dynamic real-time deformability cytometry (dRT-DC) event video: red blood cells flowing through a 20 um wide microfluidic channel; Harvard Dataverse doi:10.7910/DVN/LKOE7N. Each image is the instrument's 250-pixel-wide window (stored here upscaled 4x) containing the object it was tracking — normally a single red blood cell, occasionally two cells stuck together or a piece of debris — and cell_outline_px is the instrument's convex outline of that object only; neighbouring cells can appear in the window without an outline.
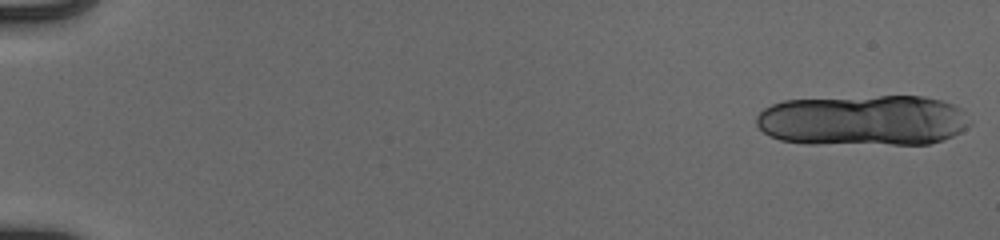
{"species": "human", "species_latin": "Homo sapiens", "temperature_condition": "cold", "stored_images_in_passage": 23, "camera_frame_rate_fps": 3000, "um_per_image_px": 0.085, "donor": {"sex": "male"}, "frame": {"image": 1, "passage_image": 1, "time_ms": 0.0, "image_size_px": [1000, 240], "cell_outline_px": [[968, 124], [960, 132], [944, 140], [928, 144], [804, 144], [780, 140], [764, 132], [756, 124], [756, 116], [764, 108], [772, 104], [784, 100], [880, 96], [924, 96], [940, 100], [952, 104], [960, 108]], "centroid_in_image_um": [73.31, 10.24], "position_along_channel_um": 11.7, "area_um2": 63.35}}
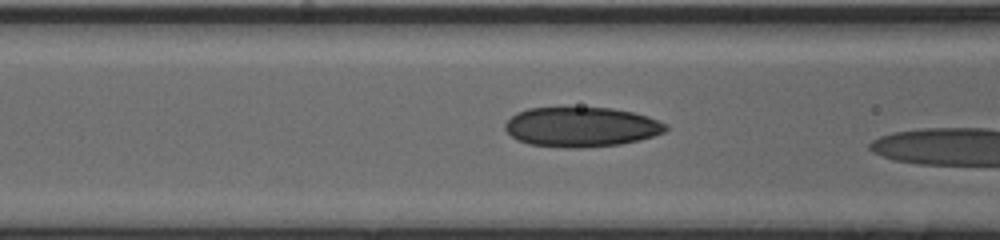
{"frame": {"image": 2, "passage_image": 21, "time_ms": 6.667, "image_size_px": [1000, 240], "cell_outline_px": [[668, 128], [664, 132], [640, 140], [620, 144], [580, 148], [564, 148], [528, 144], [516, 140], [504, 128], [504, 124], [516, 112], [528, 108], [612, 108], [632, 112], [648, 116], [668, 124]], "centroid_in_image_um": [49.4, 10.8], "position_along_channel_um": 117.2, "area_um2": 37.34}}